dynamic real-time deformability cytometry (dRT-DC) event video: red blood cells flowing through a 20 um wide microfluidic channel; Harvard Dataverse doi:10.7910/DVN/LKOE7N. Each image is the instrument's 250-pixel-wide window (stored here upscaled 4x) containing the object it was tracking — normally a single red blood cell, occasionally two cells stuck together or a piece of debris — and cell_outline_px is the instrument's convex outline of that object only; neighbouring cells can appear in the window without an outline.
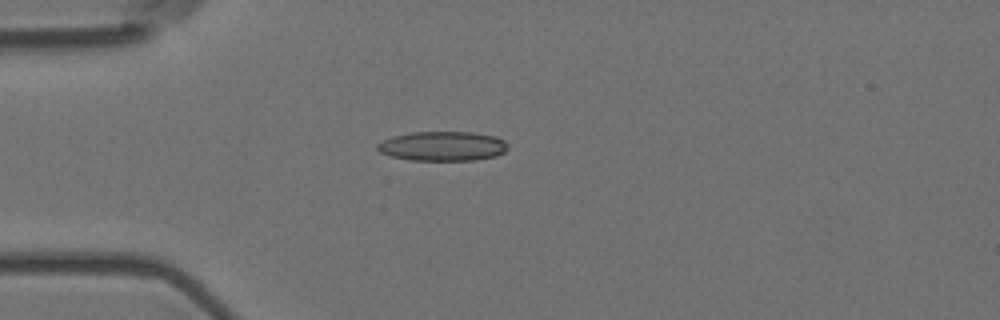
{"species": "Egyptian fruit bat (a non-hibernating species)", "species_latin": "Rousettus aegyptiacus", "temperature_condition": "room temperature", "stored_images_in_passage": 4, "camera_frame_rate_fps": 3000, "um_per_image_px": 0.085, "animal": {"sex": "female"}, "frame": {"image": 1, "passage_image": 4, "time_ms": 1.0, "image_size_px": [1000, 320], "cell_outline_px": [[508, 148], [504, 152], [496, 156], [476, 160], [412, 160], [392, 156], [380, 152], [376, 148], [376, 144], [380, 140], [392, 136], [412, 132], [472, 132], [496, 136], [504, 140], [508, 144]], "centroid_in_image_um": [37.62, 12.41], "position_along_channel_um": 47.4, "area_um2": 22.6}}